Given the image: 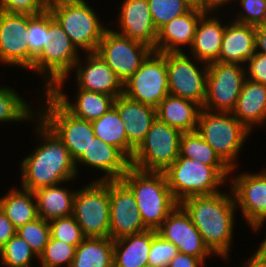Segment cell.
<instances>
[{"mask_svg": "<svg viewBox=\"0 0 266 267\" xmlns=\"http://www.w3.org/2000/svg\"><path fill=\"white\" fill-rule=\"evenodd\" d=\"M34 107L32 102L24 99L13 87L0 85V125L25 121L32 123L38 116V108Z\"/></svg>", "mask_w": 266, "mask_h": 267, "instance_id": "836d02e7", "label": "cell"}, {"mask_svg": "<svg viewBox=\"0 0 266 267\" xmlns=\"http://www.w3.org/2000/svg\"><path fill=\"white\" fill-rule=\"evenodd\" d=\"M153 51L149 46L123 36L109 27L104 31L96 53L124 83Z\"/></svg>", "mask_w": 266, "mask_h": 267, "instance_id": "9a60e30c", "label": "cell"}, {"mask_svg": "<svg viewBox=\"0 0 266 267\" xmlns=\"http://www.w3.org/2000/svg\"><path fill=\"white\" fill-rule=\"evenodd\" d=\"M50 235L59 241L77 247L84 239L81 227L74 216L55 218L49 221Z\"/></svg>", "mask_w": 266, "mask_h": 267, "instance_id": "60d3db41", "label": "cell"}, {"mask_svg": "<svg viewBox=\"0 0 266 267\" xmlns=\"http://www.w3.org/2000/svg\"><path fill=\"white\" fill-rule=\"evenodd\" d=\"M213 165L227 180L231 169L219 158L214 149L197 131L183 132L180 137L179 156Z\"/></svg>", "mask_w": 266, "mask_h": 267, "instance_id": "d6a6232c", "label": "cell"}, {"mask_svg": "<svg viewBox=\"0 0 266 267\" xmlns=\"http://www.w3.org/2000/svg\"><path fill=\"white\" fill-rule=\"evenodd\" d=\"M32 123L37 145L19 162V187L34 192L69 180L77 181L75 161L62 140L38 116Z\"/></svg>", "mask_w": 266, "mask_h": 267, "instance_id": "6da1fadb", "label": "cell"}, {"mask_svg": "<svg viewBox=\"0 0 266 267\" xmlns=\"http://www.w3.org/2000/svg\"><path fill=\"white\" fill-rule=\"evenodd\" d=\"M141 267H152V266L147 264V265H145V266H141Z\"/></svg>", "mask_w": 266, "mask_h": 267, "instance_id": "9f6ffc18", "label": "cell"}, {"mask_svg": "<svg viewBox=\"0 0 266 267\" xmlns=\"http://www.w3.org/2000/svg\"><path fill=\"white\" fill-rule=\"evenodd\" d=\"M259 247L248 256V258L243 259V263L237 267H266V249L263 248L260 244Z\"/></svg>", "mask_w": 266, "mask_h": 267, "instance_id": "c3c4849f", "label": "cell"}, {"mask_svg": "<svg viewBox=\"0 0 266 267\" xmlns=\"http://www.w3.org/2000/svg\"><path fill=\"white\" fill-rule=\"evenodd\" d=\"M45 5L47 7L55 4V3H59V2H65V1H82V0H43Z\"/></svg>", "mask_w": 266, "mask_h": 267, "instance_id": "f5cc1de1", "label": "cell"}, {"mask_svg": "<svg viewBox=\"0 0 266 267\" xmlns=\"http://www.w3.org/2000/svg\"><path fill=\"white\" fill-rule=\"evenodd\" d=\"M37 95L38 117L62 140L76 162L95 138L92 123L75 117L49 91Z\"/></svg>", "mask_w": 266, "mask_h": 267, "instance_id": "52a82bcc", "label": "cell"}, {"mask_svg": "<svg viewBox=\"0 0 266 267\" xmlns=\"http://www.w3.org/2000/svg\"><path fill=\"white\" fill-rule=\"evenodd\" d=\"M89 180L77 188L73 216L85 238H106L110 233L109 180Z\"/></svg>", "mask_w": 266, "mask_h": 267, "instance_id": "9c48e42d", "label": "cell"}, {"mask_svg": "<svg viewBox=\"0 0 266 267\" xmlns=\"http://www.w3.org/2000/svg\"><path fill=\"white\" fill-rule=\"evenodd\" d=\"M227 190L229 192L223 188L213 195L187 197L179 203L200 232L204 244L226 263L232 256L237 222L235 200L231 189Z\"/></svg>", "mask_w": 266, "mask_h": 267, "instance_id": "7a4b0ae2", "label": "cell"}, {"mask_svg": "<svg viewBox=\"0 0 266 267\" xmlns=\"http://www.w3.org/2000/svg\"><path fill=\"white\" fill-rule=\"evenodd\" d=\"M72 90H75L73 93L75 95H73L74 99H70L69 97L72 96H69L65 90H50L49 92L71 114L80 119L92 122L100 118L114 106V96L99 92L86 91L77 87Z\"/></svg>", "mask_w": 266, "mask_h": 267, "instance_id": "484cf974", "label": "cell"}, {"mask_svg": "<svg viewBox=\"0 0 266 267\" xmlns=\"http://www.w3.org/2000/svg\"><path fill=\"white\" fill-rule=\"evenodd\" d=\"M236 170L231 169L228 187L232 191L237 211H241L243 222L246 221L244 223L252 232L259 233L266 224V167L257 173H236Z\"/></svg>", "mask_w": 266, "mask_h": 267, "instance_id": "8fae6325", "label": "cell"}, {"mask_svg": "<svg viewBox=\"0 0 266 267\" xmlns=\"http://www.w3.org/2000/svg\"><path fill=\"white\" fill-rule=\"evenodd\" d=\"M109 192V237L113 241L148 230L141 219L132 191L121 179L109 180Z\"/></svg>", "mask_w": 266, "mask_h": 267, "instance_id": "ac0fdd59", "label": "cell"}, {"mask_svg": "<svg viewBox=\"0 0 266 267\" xmlns=\"http://www.w3.org/2000/svg\"><path fill=\"white\" fill-rule=\"evenodd\" d=\"M27 30L31 69L35 59L47 48V10L39 15H28Z\"/></svg>", "mask_w": 266, "mask_h": 267, "instance_id": "ab89813d", "label": "cell"}, {"mask_svg": "<svg viewBox=\"0 0 266 267\" xmlns=\"http://www.w3.org/2000/svg\"><path fill=\"white\" fill-rule=\"evenodd\" d=\"M121 180L132 191L141 219L148 230H157L179 204L164 172L142 171L130 166Z\"/></svg>", "mask_w": 266, "mask_h": 267, "instance_id": "3957f363", "label": "cell"}, {"mask_svg": "<svg viewBox=\"0 0 266 267\" xmlns=\"http://www.w3.org/2000/svg\"><path fill=\"white\" fill-rule=\"evenodd\" d=\"M166 68L169 94L193 101L203 107L208 64L187 52H167Z\"/></svg>", "mask_w": 266, "mask_h": 267, "instance_id": "7c38bea8", "label": "cell"}, {"mask_svg": "<svg viewBox=\"0 0 266 267\" xmlns=\"http://www.w3.org/2000/svg\"><path fill=\"white\" fill-rule=\"evenodd\" d=\"M221 10L206 12L198 21L194 40L191 47L186 52L198 60L207 64L215 62L220 54V48L227 25ZM218 14V15H217ZM224 21V23H223ZM189 51V52H188Z\"/></svg>", "mask_w": 266, "mask_h": 267, "instance_id": "603a6c76", "label": "cell"}, {"mask_svg": "<svg viewBox=\"0 0 266 267\" xmlns=\"http://www.w3.org/2000/svg\"><path fill=\"white\" fill-rule=\"evenodd\" d=\"M91 123L95 137L116 147L128 159V140L124 122L114 106Z\"/></svg>", "mask_w": 266, "mask_h": 267, "instance_id": "e575fe53", "label": "cell"}, {"mask_svg": "<svg viewBox=\"0 0 266 267\" xmlns=\"http://www.w3.org/2000/svg\"><path fill=\"white\" fill-rule=\"evenodd\" d=\"M163 239L173 243L179 253L200 258L205 264L215 256L204 244L190 216L178 204L156 230Z\"/></svg>", "mask_w": 266, "mask_h": 267, "instance_id": "d6986e66", "label": "cell"}, {"mask_svg": "<svg viewBox=\"0 0 266 267\" xmlns=\"http://www.w3.org/2000/svg\"><path fill=\"white\" fill-rule=\"evenodd\" d=\"M48 7L43 0H0V11L7 13L39 15Z\"/></svg>", "mask_w": 266, "mask_h": 267, "instance_id": "ee69618b", "label": "cell"}, {"mask_svg": "<svg viewBox=\"0 0 266 267\" xmlns=\"http://www.w3.org/2000/svg\"><path fill=\"white\" fill-rule=\"evenodd\" d=\"M81 54L47 9V48L35 59L29 70L43 80V87L34 93L50 91L61 79L68 77Z\"/></svg>", "mask_w": 266, "mask_h": 267, "instance_id": "277c9868", "label": "cell"}, {"mask_svg": "<svg viewBox=\"0 0 266 267\" xmlns=\"http://www.w3.org/2000/svg\"><path fill=\"white\" fill-rule=\"evenodd\" d=\"M16 234L30 245L31 250L39 258L51 236L49 221L38 217L18 227Z\"/></svg>", "mask_w": 266, "mask_h": 267, "instance_id": "74e56055", "label": "cell"}, {"mask_svg": "<svg viewBox=\"0 0 266 267\" xmlns=\"http://www.w3.org/2000/svg\"><path fill=\"white\" fill-rule=\"evenodd\" d=\"M217 10H222L224 12L225 7H229L231 0H208Z\"/></svg>", "mask_w": 266, "mask_h": 267, "instance_id": "816d5d0a", "label": "cell"}, {"mask_svg": "<svg viewBox=\"0 0 266 267\" xmlns=\"http://www.w3.org/2000/svg\"><path fill=\"white\" fill-rule=\"evenodd\" d=\"M76 247L50 236L38 264L44 267H71Z\"/></svg>", "mask_w": 266, "mask_h": 267, "instance_id": "8d00e7d4", "label": "cell"}, {"mask_svg": "<svg viewBox=\"0 0 266 267\" xmlns=\"http://www.w3.org/2000/svg\"><path fill=\"white\" fill-rule=\"evenodd\" d=\"M230 168H239L240 153L250 132L231 112L201 109L196 130Z\"/></svg>", "mask_w": 266, "mask_h": 267, "instance_id": "5b68a950", "label": "cell"}, {"mask_svg": "<svg viewBox=\"0 0 266 267\" xmlns=\"http://www.w3.org/2000/svg\"><path fill=\"white\" fill-rule=\"evenodd\" d=\"M28 14L0 11V65L30 70Z\"/></svg>", "mask_w": 266, "mask_h": 267, "instance_id": "e0dca14e", "label": "cell"}, {"mask_svg": "<svg viewBox=\"0 0 266 267\" xmlns=\"http://www.w3.org/2000/svg\"><path fill=\"white\" fill-rule=\"evenodd\" d=\"M181 135L179 129L156 118L134 150L130 166L142 171L164 172L179 156Z\"/></svg>", "mask_w": 266, "mask_h": 267, "instance_id": "30bf717a", "label": "cell"}, {"mask_svg": "<svg viewBox=\"0 0 266 267\" xmlns=\"http://www.w3.org/2000/svg\"><path fill=\"white\" fill-rule=\"evenodd\" d=\"M164 174L173 198L178 203L191 196L219 193L223 186L228 188V180L213 165L186 157H178Z\"/></svg>", "mask_w": 266, "mask_h": 267, "instance_id": "ba28073f", "label": "cell"}, {"mask_svg": "<svg viewBox=\"0 0 266 267\" xmlns=\"http://www.w3.org/2000/svg\"><path fill=\"white\" fill-rule=\"evenodd\" d=\"M207 267L200 258L179 253L171 260L168 267Z\"/></svg>", "mask_w": 266, "mask_h": 267, "instance_id": "7dc6e473", "label": "cell"}, {"mask_svg": "<svg viewBox=\"0 0 266 267\" xmlns=\"http://www.w3.org/2000/svg\"><path fill=\"white\" fill-rule=\"evenodd\" d=\"M255 47L256 52L266 55V28H256Z\"/></svg>", "mask_w": 266, "mask_h": 267, "instance_id": "681fc988", "label": "cell"}, {"mask_svg": "<svg viewBox=\"0 0 266 267\" xmlns=\"http://www.w3.org/2000/svg\"><path fill=\"white\" fill-rule=\"evenodd\" d=\"M178 254L177 247L163 239L155 230H151V248L148 265L152 267H168L171 260Z\"/></svg>", "mask_w": 266, "mask_h": 267, "instance_id": "7bdbcfd3", "label": "cell"}, {"mask_svg": "<svg viewBox=\"0 0 266 267\" xmlns=\"http://www.w3.org/2000/svg\"><path fill=\"white\" fill-rule=\"evenodd\" d=\"M114 107L124 122L128 140V160L141 144L153 121L157 118L156 108L133 101L124 95L115 98Z\"/></svg>", "mask_w": 266, "mask_h": 267, "instance_id": "7402d4cb", "label": "cell"}, {"mask_svg": "<svg viewBox=\"0 0 266 267\" xmlns=\"http://www.w3.org/2000/svg\"><path fill=\"white\" fill-rule=\"evenodd\" d=\"M114 241L106 238H85L75 250L71 267H113Z\"/></svg>", "mask_w": 266, "mask_h": 267, "instance_id": "1f68e13d", "label": "cell"}, {"mask_svg": "<svg viewBox=\"0 0 266 267\" xmlns=\"http://www.w3.org/2000/svg\"><path fill=\"white\" fill-rule=\"evenodd\" d=\"M261 243H259L263 248L266 249V235H265V238L264 240L260 241Z\"/></svg>", "mask_w": 266, "mask_h": 267, "instance_id": "11a10c76", "label": "cell"}, {"mask_svg": "<svg viewBox=\"0 0 266 267\" xmlns=\"http://www.w3.org/2000/svg\"><path fill=\"white\" fill-rule=\"evenodd\" d=\"M69 180L62 184L43 187L34 191L38 216L46 221L73 215L74 196L77 191L69 187ZM63 185V186H61ZM66 185V186H65Z\"/></svg>", "mask_w": 266, "mask_h": 267, "instance_id": "83f0119b", "label": "cell"}, {"mask_svg": "<svg viewBox=\"0 0 266 267\" xmlns=\"http://www.w3.org/2000/svg\"><path fill=\"white\" fill-rule=\"evenodd\" d=\"M237 2V3H236ZM232 3L239 5V9L234 11ZM232 7L233 16H230L231 19L237 23L259 26L263 21L264 15L266 13V0H231L230 5Z\"/></svg>", "mask_w": 266, "mask_h": 267, "instance_id": "b9f144b4", "label": "cell"}, {"mask_svg": "<svg viewBox=\"0 0 266 267\" xmlns=\"http://www.w3.org/2000/svg\"><path fill=\"white\" fill-rule=\"evenodd\" d=\"M246 80L243 65L211 62L208 64L206 98L203 109L232 112Z\"/></svg>", "mask_w": 266, "mask_h": 267, "instance_id": "5bb4252c", "label": "cell"}, {"mask_svg": "<svg viewBox=\"0 0 266 267\" xmlns=\"http://www.w3.org/2000/svg\"><path fill=\"white\" fill-rule=\"evenodd\" d=\"M17 228L0 209V249L16 234Z\"/></svg>", "mask_w": 266, "mask_h": 267, "instance_id": "bcb514c9", "label": "cell"}, {"mask_svg": "<svg viewBox=\"0 0 266 267\" xmlns=\"http://www.w3.org/2000/svg\"><path fill=\"white\" fill-rule=\"evenodd\" d=\"M245 76L247 79L266 85V55L255 52L252 59L245 65Z\"/></svg>", "mask_w": 266, "mask_h": 267, "instance_id": "f6af8a7d", "label": "cell"}, {"mask_svg": "<svg viewBox=\"0 0 266 267\" xmlns=\"http://www.w3.org/2000/svg\"><path fill=\"white\" fill-rule=\"evenodd\" d=\"M120 4L117 20L115 17L112 22L117 25L111 28L155 51L158 30L153 23L148 0H120Z\"/></svg>", "mask_w": 266, "mask_h": 267, "instance_id": "ffe728a7", "label": "cell"}, {"mask_svg": "<svg viewBox=\"0 0 266 267\" xmlns=\"http://www.w3.org/2000/svg\"><path fill=\"white\" fill-rule=\"evenodd\" d=\"M35 260L37 265L38 257L17 234L0 249V266L3 267H35Z\"/></svg>", "mask_w": 266, "mask_h": 267, "instance_id": "d590c367", "label": "cell"}, {"mask_svg": "<svg viewBox=\"0 0 266 267\" xmlns=\"http://www.w3.org/2000/svg\"><path fill=\"white\" fill-rule=\"evenodd\" d=\"M205 13L203 10L192 8L162 26L158 30L155 52H185L191 47L198 21Z\"/></svg>", "mask_w": 266, "mask_h": 267, "instance_id": "cb8c5ba5", "label": "cell"}, {"mask_svg": "<svg viewBox=\"0 0 266 267\" xmlns=\"http://www.w3.org/2000/svg\"><path fill=\"white\" fill-rule=\"evenodd\" d=\"M78 176L80 165L87 170L100 172L97 179L92 180H115L121 179L130 167V161L116 148L99 138L95 137L88 147L87 151L75 162ZM88 166V167H87ZM90 168V169H88ZM101 172L103 173L101 176Z\"/></svg>", "mask_w": 266, "mask_h": 267, "instance_id": "44dd1931", "label": "cell"}, {"mask_svg": "<svg viewBox=\"0 0 266 267\" xmlns=\"http://www.w3.org/2000/svg\"><path fill=\"white\" fill-rule=\"evenodd\" d=\"M169 94L166 53L153 51L140 68L123 83V95L157 108Z\"/></svg>", "mask_w": 266, "mask_h": 267, "instance_id": "4fadbf2b", "label": "cell"}, {"mask_svg": "<svg viewBox=\"0 0 266 267\" xmlns=\"http://www.w3.org/2000/svg\"><path fill=\"white\" fill-rule=\"evenodd\" d=\"M151 230L114 240L113 267H141L148 264Z\"/></svg>", "mask_w": 266, "mask_h": 267, "instance_id": "f546056e", "label": "cell"}, {"mask_svg": "<svg viewBox=\"0 0 266 267\" xmlns=\"http://www.w3.org/2000/svg\"><path fill=\"white\" fill-rule=\"evenodd\" d=\"M223 35L217 62L245 65L256 52V26L237 23L229 18ZM229 21V22H228Z\"/></svg>", "mask_w": 266, "mask_h": 267, "instance_id": "d4e9b609", "label": "cell"}, {"mask_svg": "<svg viewBox=\"0 0 266 267\" xmlns=\"http://www.w3.org/2000/svg\"><path fill=\"white\" fill-rule=\"evenodd\" d=\"M231 113L252 133L257 131L256 128L264 127L266 125V85L246 78Z\"/></svg>", "mask_w": 266, "mask_h": 267, "instance_id": "4316f807", "label": "cell"}, {"mask_svg": "<svg viewBox=\"0 0 266 267\" xmlns=\"http://www.w3.org/2000/svg\"><path fill=\"white\" fill-rule=\"evenodd\" d=\"M1 196L0 209L16 228L39 217L34 192L11 185Z\"/></svg>", "mask_w": 266, "mask_h": 267, "instance_id": "4dcf8cb0", "label": "cell"}, {"mask_svg": "<svg viewBox=\"0 0 266 267\" xmlns=\"http://www.w3.org/2000/svg\"><path fill=\"white\" fill-rule=\"evenodd\" d=\"M256 28H266V13L264 15L263 21L260 23L259 26H256Z\"/></svg>", "mask_w": 266, "mask_h": 267, "instance_id": "db71d44e", "label": "cell"}, {"mask_svg": "<svg viewBox=\"0 0 266 267\" xmlns=\"http://www.w3.org/2000/svg\"><path fill=\"white\" fill-rule=\"evenodd\" d=\"M192 8H197L205 12L217 10L208 0H185Z\"/></svg>", "mask_w": 266, "mask_h": 267, "instance_id": "f907efd6", "label": "cell"}, {"mask_svg": "<svg viewBox=\"0 0 266 267\" xmlns=\"http://www.w3.org/2000/svg\"><path fill=\"white\" fill-rule=\"evenodd\" d=\"M71 74L72 78L75 77L77 88L115 98L123 95L122 81L96 52L81 54L70 75L61 79L51 90H64L66 83L70 82Z\"/></svg>", "mask_w": 266, "mask_h": 267, "instance_id": "2e32d148", "label": "cell"}, {"mask_svg": "<svg viewBox=\"0 0 266 267\" xmlns=\"http://www.w3.org/2000/svg\"><path fill=\"white\" fill-rule=\"evenodd\" d=\"M202 107L193 101L168 94L156 108L157 118L183 132L196 131Z\"/></svg>", "mask_w": 266, "mask_h": 267, "instance_id": "f1b7e54d", "label": "cell"}, {"mask_svg": "<svg viewBox=\"0 0 266 267\" xmlns=\"http://www.w3.org/2000/svg\"><path fill=\"white\" fill-rule=\"evenodd\" d=\"M148 2L152 20L157 30L192 9L185 0H148Z\"/></svg>", "mask_w": 266, "mask_h": 267, "instance_id": "f35d334b", "label": "cell"}, {"mask_svg": "<svg viewBox=\"0 0 266 267\" xmlns=\"http://www.w3.org/2000/svg\"><path fill=\"white\" fill-rule=\"evenodd\" d=\"M88 0L65 1L48 7L53 18L82 53L96 52L104 31L110 26L104 24L100 13ZM106 25V26H105Z\"/></svg>", "mask_w": 266, "mask_h": 267, "instance_id": "8992f818", "label": "cell"}]
</instances>
